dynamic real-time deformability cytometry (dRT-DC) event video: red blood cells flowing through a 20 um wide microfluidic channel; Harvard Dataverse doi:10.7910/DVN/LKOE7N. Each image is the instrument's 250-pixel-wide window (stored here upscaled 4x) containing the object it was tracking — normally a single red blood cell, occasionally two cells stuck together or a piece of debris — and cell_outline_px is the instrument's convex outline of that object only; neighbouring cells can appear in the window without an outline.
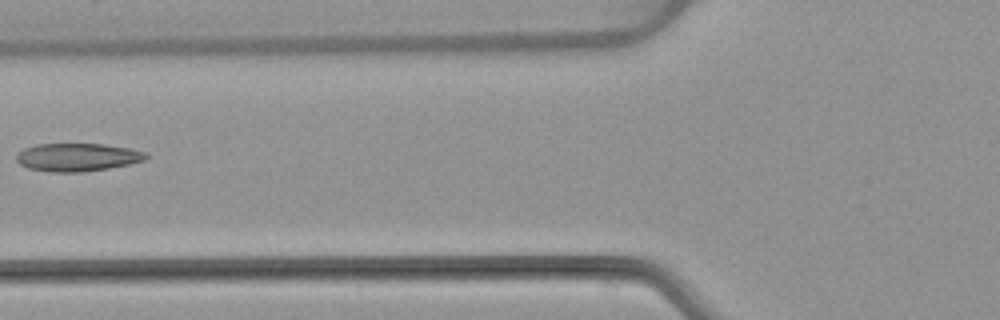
{"species": "common noctule bat (a hibernating species)", "species_latin": "Nyctalus noctula", "temperature_condition": "warm", "stored_images_in_passage": 6, "camera_frame_rate_fps": 3000, "um_per_image_px": 0.085, "animal": {"sex": "female", "body_mass_g": 22.7, "forearm_length_mm": 54.2}, "frame": {"image": 1, "passage_image": 6, "time_ms": 6.0, "image_size_px": [1000, 320], "cell_outline_px": [[148, 156], [144, 160], [128, 164], [108, 168], [84, 172], [48, 172], [28, 168], [20, 164], [16, 160], [16, 152], [24, 148], [36, 144], [104, 144], [132, 148], [144, 152]], "centroid_in_image_um": [6.54, 13.36], "position_along_channel_um": 119.3, "area_um2": 21.27}}